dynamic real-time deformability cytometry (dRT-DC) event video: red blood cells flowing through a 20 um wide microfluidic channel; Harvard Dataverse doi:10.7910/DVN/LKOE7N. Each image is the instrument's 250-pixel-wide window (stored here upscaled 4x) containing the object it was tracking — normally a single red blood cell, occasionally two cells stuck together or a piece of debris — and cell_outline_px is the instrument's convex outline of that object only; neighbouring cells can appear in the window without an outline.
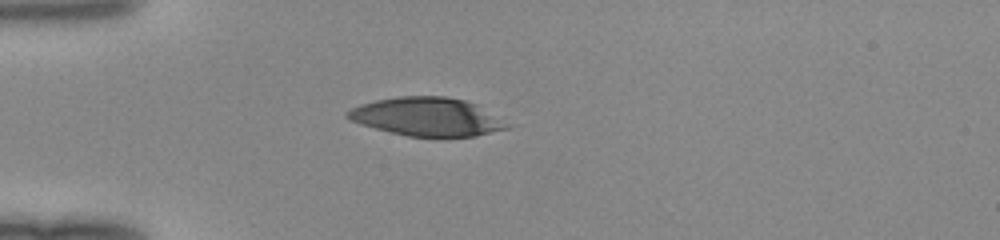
{"species": "human", "species_latin": "Homo sapiens", "temperature_condition": "room temperature", "stored_images_in_passage": 36, "camera_frame_rate_fps": 3000, "um_per_image_px": 0.085, "donor": {"sex": "female"}, "frame": {"image": 1, "passage_image": 1, "time_ms": 0.0, "image_size_px": [1000, 240], "cell_outline_px": [[516, 124], [508, 128], [476, 136], [408, 136], [360, 124], [348, 120], [344, 116], [344, 112], [360, 104], [376, 100], [396, 96], [444, 96], [468, 100]], "centroid_in_image_um": [36.36, 9.91], "position_along_channel_um": 48.6, "area_um2": 36.13}}
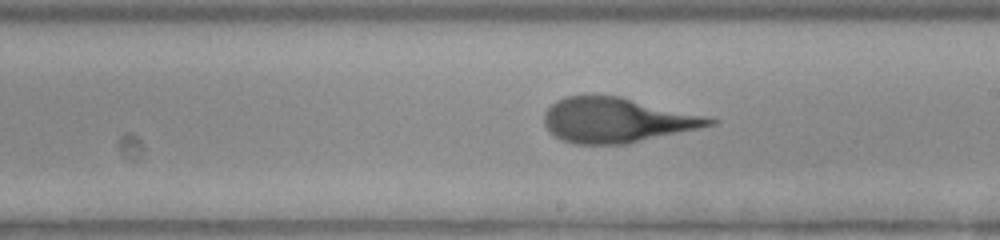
{"frame": {"image": 2, "passage_image": 16, "time_ms": 5.0, "image_size_px": [1000, 240], "cell_outline_px": [[720, 120], [716, 124], [628, 144], [576, 144], [560, 140], [548, 132], [544, 124], [544, 112], [556, 100], [564, 96], [620, 96], [704, 116]], "centroid_in_image_um": [52.37, 10.22], "position_along_channel_um": 236.6, "area_um2": 43.06}}
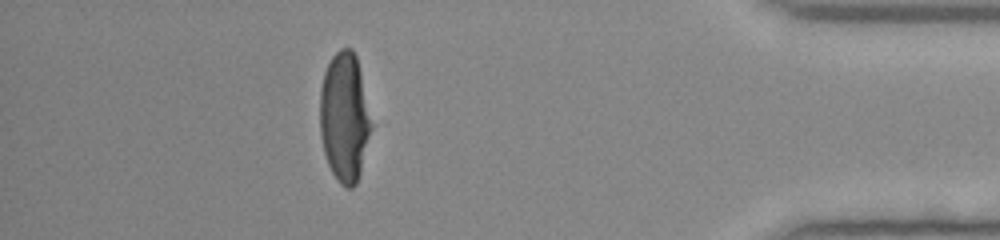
{"frame": {"image": 3, "passage_image": 31, "time_ms": 10.0, "image_size_px": [1000, 240], "cell_outline_px": [[376, 124], [356, 184], [352, 188], [344, 188], [336, 180], [328, 164], [324, 152], [320, 136], [320, 88], [324, 72], [332, 56], [340, 48], [352, 48], [356, 56]], "centroid_in_image_um": [29.34, 9.98], "position_along_channel_um": 405.9, "area_um2": 40.11}}